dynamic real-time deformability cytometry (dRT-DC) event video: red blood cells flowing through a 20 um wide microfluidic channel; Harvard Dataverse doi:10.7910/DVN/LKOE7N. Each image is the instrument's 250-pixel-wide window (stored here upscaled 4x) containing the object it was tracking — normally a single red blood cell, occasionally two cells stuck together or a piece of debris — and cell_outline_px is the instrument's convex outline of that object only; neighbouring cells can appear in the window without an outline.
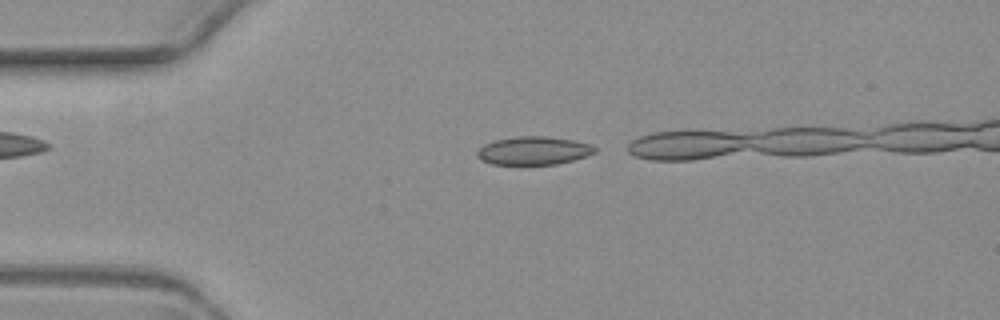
{"species": "common noctule bat (a hibernating species)", "species_latin": "Nyctalus noctula", "temperature_condition": "warm", "stored_images_in_passage": 2, "camera_frame_rate_fps": 3000, "um_per_image_px": 0.085, "animal": {"sex": "female", "body_mass_g": 19.3, "forearm_length_mm": 54.1}, "frame": {"image": 1, "passage_image": 2, "time_ms": 1.0, "image_size_px": [1000, 320], "cell_outline_px": [[596, 152], [572, 160], [556, 164], [492, 164], [480, 160], [476, 156], [476, 152], [484, 144], [496, 140], [520, 136], [544, 136], [572, 140], [592, 144], [596, 148]], "centroid_in_image_um": [45.33, 12.8], "position_along_channel_um": 39.7, "area_um2": 19.19}}